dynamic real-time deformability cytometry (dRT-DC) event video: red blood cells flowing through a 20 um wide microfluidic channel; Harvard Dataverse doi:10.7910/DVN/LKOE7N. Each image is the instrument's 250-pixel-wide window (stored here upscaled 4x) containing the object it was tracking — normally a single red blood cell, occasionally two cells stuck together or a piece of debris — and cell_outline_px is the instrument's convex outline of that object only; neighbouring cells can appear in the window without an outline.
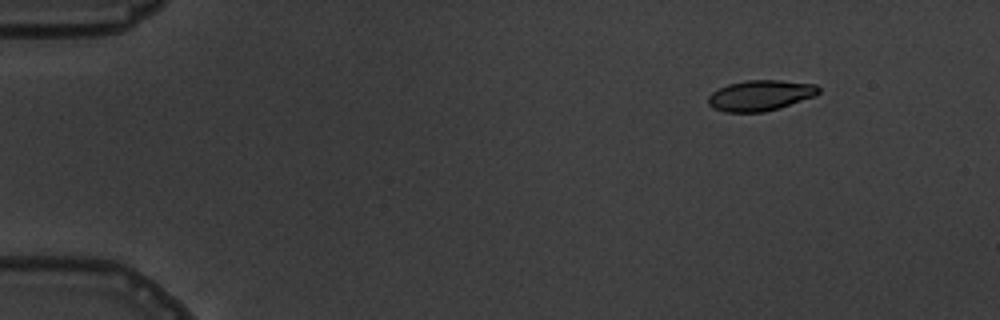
{"species": "common noctule bat (a hibernating species)", "species_latin": "Nyctalus noctula", "temperature_condition": "warm", "stored_images_in_passage": 5, "camera_frame_rate_fps": 3000, "um_per_image_px": 0.085, "animal": {"sex": "male", "body_mass_g": 19.5, "forearm_length_mm": 54.6}, "frame": {"image": 1, "passage_image": 2, "time_ms": 1.333, "image_size_px": [1000, 320], "cell_outline_px": [[820, 92], [816, 96], [780, 108], [764, 112], [724, 112], [712, 108], [708, 104], [708, 96], [712, 92], [728, 84], [748, 80], [780, 80], [816, 84], [820, 88]], "centroid_in_image_um": [64.65, 8.12], "position_along_channel_um": 20.4, "area_um2": 19.88}}
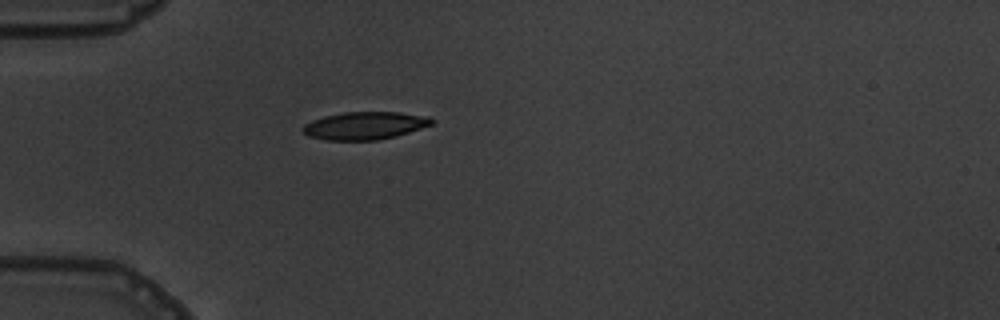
{"frame": {"image": 2, "passage_image": 5, "time_ms": 4.667, "image_size_px": [1000, 320], "cell_outline_px": [[436, 120], [432, 124], [396, 136], [376, 140], [324, 140], [308, 136], [300, 128], [304, 124], [312, 120], [324, 116], [344, 112], [396, 112], [428, 116]], "centroid_in_image_um": [30.98, 10.68], "position_along_channel_um": 54.0, "area_um2": 20.81}}